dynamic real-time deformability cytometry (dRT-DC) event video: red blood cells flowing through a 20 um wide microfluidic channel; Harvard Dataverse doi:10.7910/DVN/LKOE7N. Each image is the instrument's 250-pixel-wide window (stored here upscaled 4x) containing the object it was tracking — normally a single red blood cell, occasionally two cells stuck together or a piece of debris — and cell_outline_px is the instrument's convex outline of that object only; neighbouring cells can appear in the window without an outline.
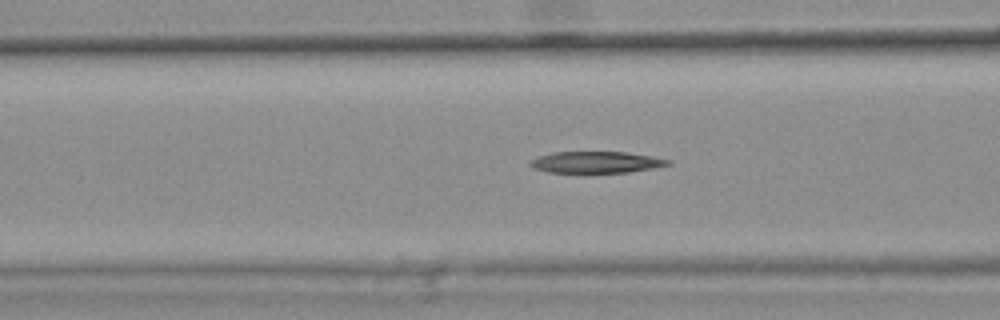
{"species": "common noctule bat (a hibernating species)", "species_latin": "Nyctalus noctula", "temperature_condition": "warm", "stored_images_in_passage": 45, "camera_frame_rate_fps": 3000, "um_per_image_px": 0.085, "animal": {"sex": "female", "body_mass_g": 25.1}, "frame": {"image": 1, "passage_image": 20, "time_ms": 6.333, "image_size_px": [1000, 320], "cell_outline_px": [[672, 164], [652, 168], [628, 172], [584, 176], [548, 172], [532, 168], [528, 164], [528, 160], [552, 152], [624, 152], [652, 156], [672, 160]], "centroid_in_image_um": [50.6, 13.84], "position_along_channel_um": 116.0, "area_um2": 18.38}}